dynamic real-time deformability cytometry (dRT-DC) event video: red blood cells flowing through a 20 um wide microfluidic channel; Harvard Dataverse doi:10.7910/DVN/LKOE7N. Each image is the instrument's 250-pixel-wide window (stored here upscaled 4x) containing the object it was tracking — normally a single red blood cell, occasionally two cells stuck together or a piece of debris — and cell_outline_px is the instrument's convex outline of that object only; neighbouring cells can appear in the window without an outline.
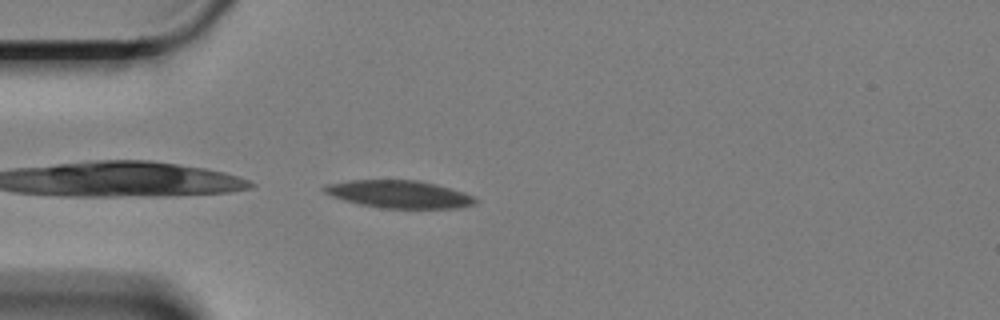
{"species": "Egyptian fruit bat (a non-hibernating species)", "species_latin": "Rousettus aegyptiacus", "temperature_condition": "cold", "stored_images_in_passage": 43, "camera_frame_rate_fps": 3000, "um_per_image_px": 0.085, "animal": {"sex": "female"}, "frame": {"image": 1, "passage_image": 1, "time_ms": 0.0, "image_size_px": [1000, 320], "cell_outline_px": [[476, 200], [472, 204], [460, 208], [380, 208], [360, 204], [344, 200], [332, 196], [324, 192], [320, 188], [324, 184], [352, 180], [420, 180], [436, 184], [464, 192], [472, 196]], "centroid_in_image_um": [33.87, 16.5], "position_along_channel_um": 51.1, "area_um2": 24.28}}
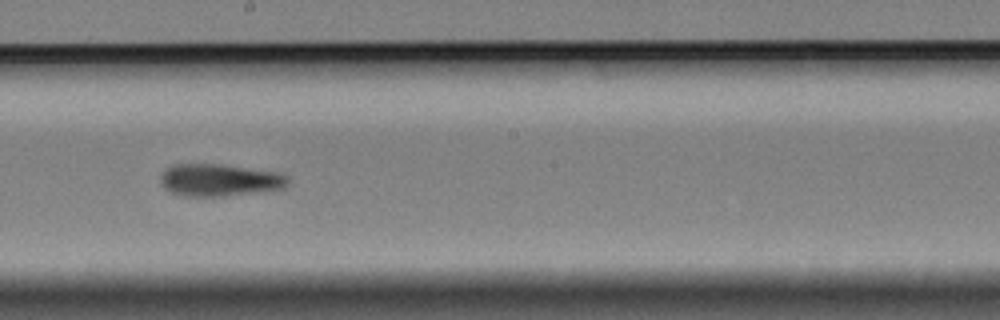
{"frame": {"image": 2, "passage_image": 18, "time_ms": 5.667, "image_size_px": [1000, 320], "cell_outline_px": [[288, 184], [284, 188], [264, 192], [224, 196], [184, 196], [168, 192], [160, 184], [160, 176], [172, 164], [220, 164], [280, 172], [288, 176]], "centroid_in_image_um": [18.68, 15.31], "position_along_channel_um": 229.5, "area_um2": 24.33}}
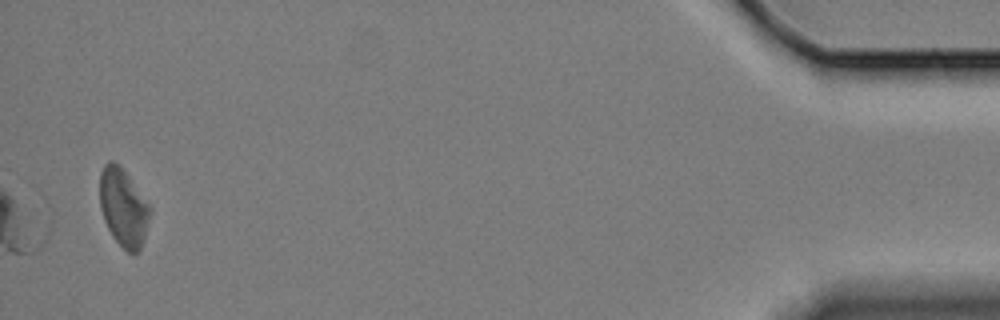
{"frame": {"image": 3, "passage_image": 43, "time_ms": 14.0, "image_size_px": [1000, 320], "cell_outline_px": [[152, 208], [144, 236], [140, 248], [136, 252], [128, 252], [112, 236], [104, 220], [100, 208], [100, 172], [104, 164], [108, 160], [112, 160], [120, 164]], "centroid_in_image_um": [10.47, 17.58], "position_along_channel_um": 424.7, "area_um2": 22.66}, "authors_computed_cell_mechanics": {"area_um2": 23.9292, "velocity_mm_per_s": 3.315, "shape_relaxation_time_tau1_ms": 6.6939, "shape_relaxation_time_tau2_ms": null, "deformation_change_tau1": 0.1543, "deformation_change_tau2": null}}